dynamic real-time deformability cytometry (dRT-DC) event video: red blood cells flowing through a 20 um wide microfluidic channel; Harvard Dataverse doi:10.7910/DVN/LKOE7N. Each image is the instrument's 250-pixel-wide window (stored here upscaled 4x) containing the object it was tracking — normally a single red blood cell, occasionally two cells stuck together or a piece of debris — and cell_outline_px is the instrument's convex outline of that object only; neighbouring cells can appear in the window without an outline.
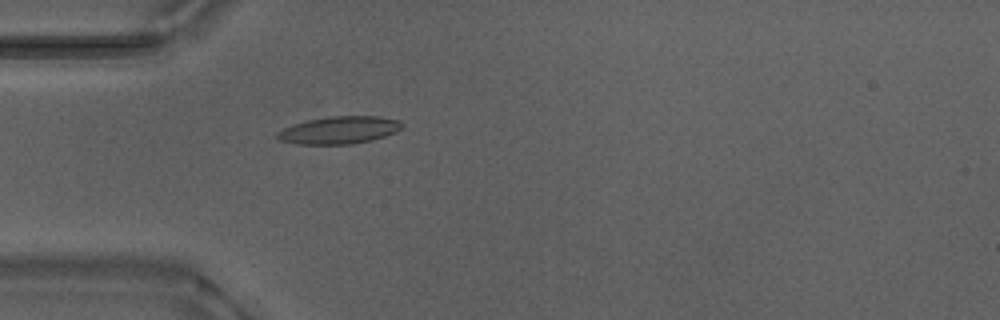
{"species": "Egyptian fruit bat (a non-hibernating species)", "species_latin": "Rousettus aegyptiacus", "temperature_condition": "warm", "stored_images_in_passage": 45, "camera_frame_rate_fps": 3000, "um_per_image_px": 0.085, "animal": {"sex": "male"}, "frame": {"image": 1, "passage_image": 8, "time_ms": 2.333, "image_size_px": [1000, 320], "cell_outline_px": [[404, 124], [396, 132], [372, 140], [352, 144], [296, 144], [280, 140], [276, 136], [276, 132], [292, 124], [308, 120], [328, 116], [380, 116], [400, 120]], "centroid_in_image_um": [28.84, 11.05], "position_along_channel_um": 56.2, "area_um2": 20.06}}
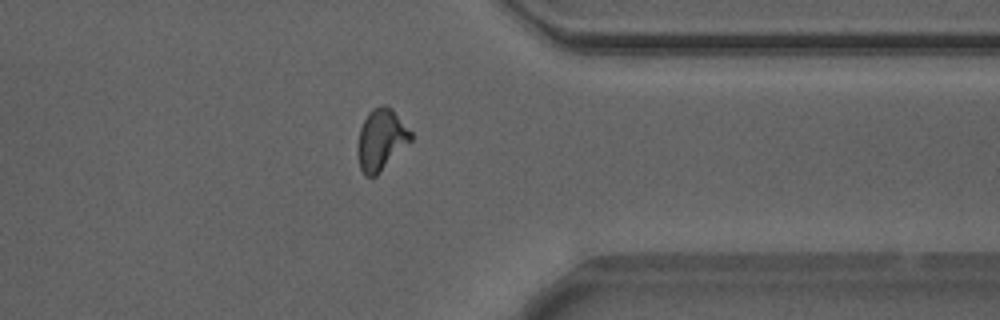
{"frame": {"image": 2, "passage_image": 34, "time_ms": 11.0, "image_size_px": [1000, 320], "cell_outline_px": [[412, 140], [376, 176], [364, 176], [360, 168], [360, 128], [368, 112], [372, 108], [384, 104], [392, 108], [412, 132]], "centroid_in_image_um": [32.44, 11.84], "position_along_channel_um": 379.0, "area_um2": 18.55}}
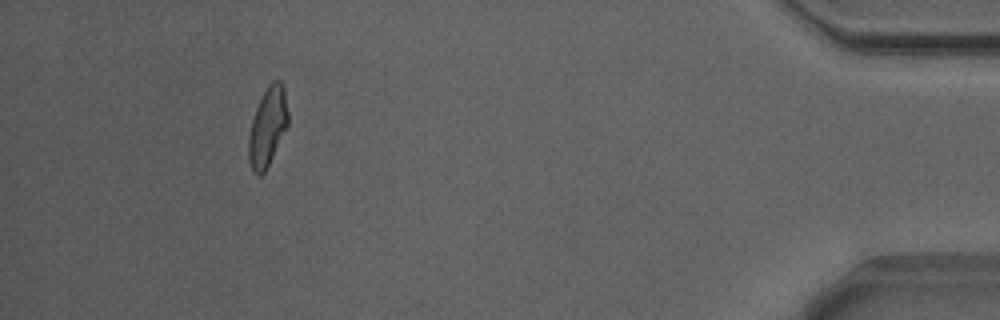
{"frame": {"image": 3, "passage_image": 41, "time_ms": 13.333, "image_size_px": [1000, 320], "cell_outline_px": [[288, 124], [264, 172], [260, 176], [252, 172], [248, 160], [248, 136], [252, 120], [256, 108], [268, 84], [272, 80], [280, 80], [284, 84], [288, 112]], "centroid_in_image_um": [22.74, 10.75], "position_along_channel_um": 412.5, "area_um2": 18.03}, "authors_computed_cell_mechanics": {"area_um2": 18.207, "velocity_mm_per_s": 3.8855, "shape_relaxation_time_tau1_ms": 6.5146, "shape_relaxation_time_tau2_ms": 2.1643, "deformation_change_tau1": 0.2137, "deformation_change_tau2": 0.1004}}